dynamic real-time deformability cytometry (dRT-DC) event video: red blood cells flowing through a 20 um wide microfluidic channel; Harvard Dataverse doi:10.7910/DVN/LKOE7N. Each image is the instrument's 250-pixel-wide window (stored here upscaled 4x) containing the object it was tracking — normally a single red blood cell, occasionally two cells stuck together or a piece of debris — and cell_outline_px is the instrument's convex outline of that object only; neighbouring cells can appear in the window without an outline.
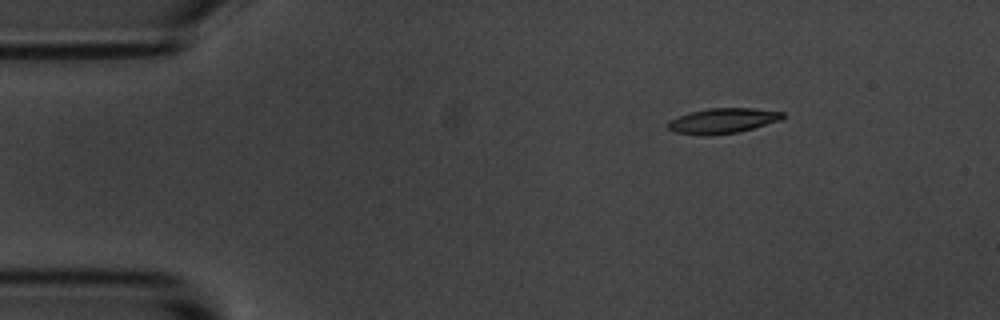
{"species": "common noctule bat (a hibernating species)", "species_latin": "Nyctalus noctula", "temperature_condition": "room temperature", "stored_images_in_passage": 3, "camera_frame_rate_fps": 3000, "um_per_image_px": 0.085, "animal": {"sex": "male", "body_mass_g": 20.1, "forearm_length_mm": 53.5}, "frame": {"image": 1, "passage_image": 1, "time_ms": 0.0, "image_size_px": [1000, 320], "cell_outline_px": [[784, 116], [780, 120], [752, 128], [736, 132], [676, 132], [668, 128], [668, 124], [672, 120], [688, 112], [708, 108], [752, 108], [784, 112]], "centroid_in_image_um": [61.51, 10.19], "position_along_channel_um": 23.5, "area_um2": 15.66}}